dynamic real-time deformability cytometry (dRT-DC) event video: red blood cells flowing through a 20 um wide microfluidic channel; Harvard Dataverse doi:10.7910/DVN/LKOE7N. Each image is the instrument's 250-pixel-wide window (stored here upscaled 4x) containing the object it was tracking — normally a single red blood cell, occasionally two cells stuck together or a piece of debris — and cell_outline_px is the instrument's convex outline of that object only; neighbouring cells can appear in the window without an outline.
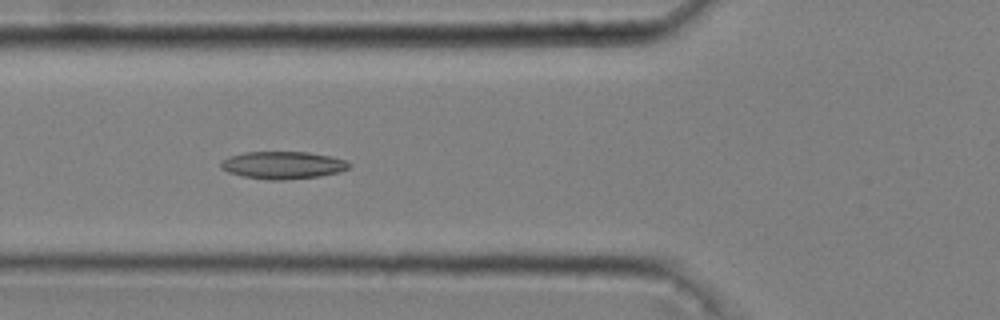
{"species": "common noctule bat (a hibernating species)", "species_latin": "Nyctalus noctula", "temperature_condition": "cold", "stored_images_in_passage": 15, "camera_frame_rate_fps": 3000, "um_per_image_px": 0.085, "animal": {"sex": "male", "body_mass_g": 20.4}, "frame": {"image": 1, "passage_image": 9, "time_ms": 2.667, "image_size_px": [1000, 320], "cell_outline_px": [[352, 164], [348, 168], [340, 172], [320, 176], [284, 180], [268, 180], [244, 176], [228, 172], [220, 168], [220, 160], [228, 156], [244, 152], [308, 152], [332, 156], [344, 160]], "centroid_in_image_um": [24.02, 14.03], "position_along_channel_um": 101.8, "area_um2": 20.69}}
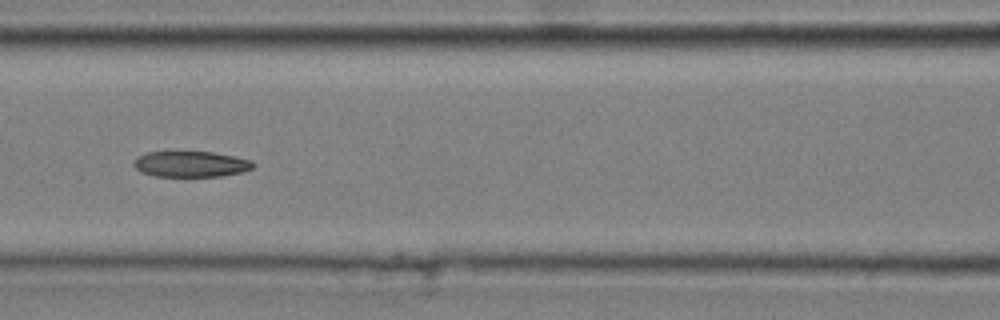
{"frame": {"image": 2, "passage_image": 13, "time_ms": 4.0, "image_size_px": [1000, 320], "cell_outline_px": [[256, 164], [252, 168], [244, 172], [220, 176], [156, 176], [140, 172], [132, 164], [136, 156], [148, 152], [212, 152], [252, 160]], "centroid_in_image_um": [16.22, 13.95], "position_along_channel_um": 150.4, "area_um2": 17.98}}